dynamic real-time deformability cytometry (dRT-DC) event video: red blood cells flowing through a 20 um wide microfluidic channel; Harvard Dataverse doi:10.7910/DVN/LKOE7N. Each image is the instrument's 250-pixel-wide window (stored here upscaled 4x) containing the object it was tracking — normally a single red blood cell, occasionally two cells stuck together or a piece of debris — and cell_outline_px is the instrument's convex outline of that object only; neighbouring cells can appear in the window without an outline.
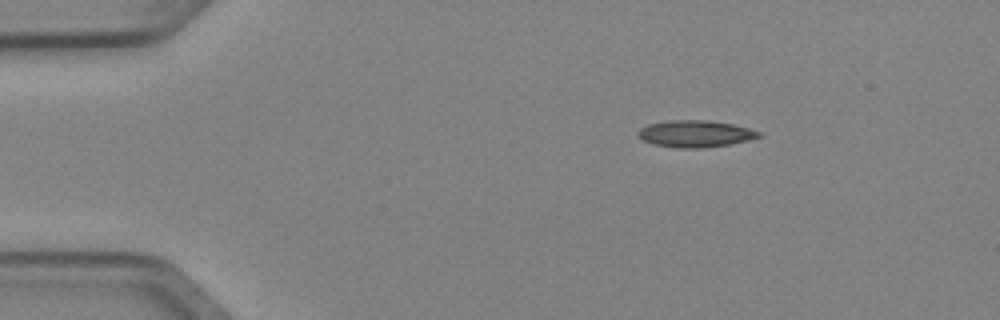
{"species": "Egyptian fruit bat (a non-hibernating species)", "species_latin": "Rousettus aegyptiacus", "temperature_condition": "cold", "stored_images_in_passage": 2, "camera_frame_rate_fps": 3000, "um_per_image_px": 0.085, "animal": {"sex": "female"}, "frame": {"image": 1, "passage_image": 2, "time_ms": 0.333, "image_size_px": [1000, 320], "cell_outline_px": [[764, 136], [748, 140], [728, 144], [700, 148], [680, 148], [652, 144], [636, 136], [636, 132], [640, 128], [648, 124], [668, 120], [704, 120], [732, 124], [748, 128], [760, 132]], "centroid_in_image_um": [59.06, 11.36], "position_along_channel_um": 25.9, "area_um2": 18.84}}